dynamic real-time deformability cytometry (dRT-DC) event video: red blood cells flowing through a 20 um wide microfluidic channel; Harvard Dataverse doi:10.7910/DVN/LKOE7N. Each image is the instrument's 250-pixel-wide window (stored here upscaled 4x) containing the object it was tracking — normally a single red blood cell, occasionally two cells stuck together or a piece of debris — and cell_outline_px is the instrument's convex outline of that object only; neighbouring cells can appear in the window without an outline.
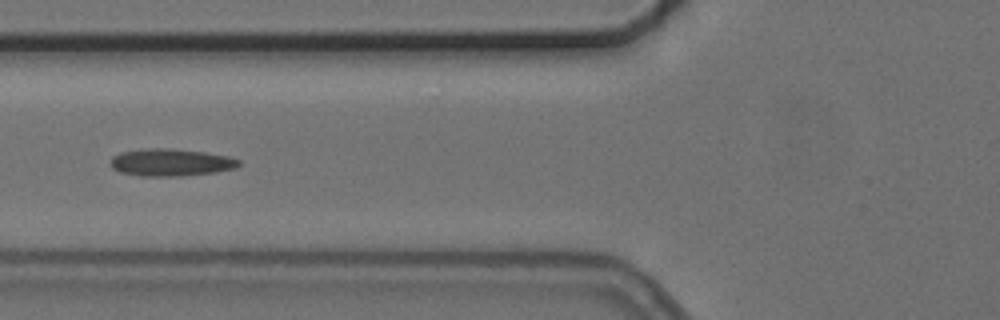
{"species": "common noctule bat (a hibernating species)", "species_latin": "Nyctalus noctula", "temperature_condition": "cold", "stored_images_in_passage": 9, "camera_frame_rate_fps": 3000, "um_per_image_px": 0.085, "animal": {"sex": "female", "body_mass_g": 24.6, "forearm_length_mm": 56.2}, "frame": {"image": 1, "passage_image": 6, "time_ms": 6.667, "image_size_px": [1000, 320], "cell_outline_px": [[240, 164], [236, 168], [216, 172], [180, 176], [140, 176], [120, 172], [112, 168], [112, 156], [120, 152], [140, 148], [168, 148], [204, 152], [228, 156], [240, 160]], "centroid_in_image_um": [14.51, 13.8], "position_along_channel_um": 111.3, "area_um2": 20.52}}
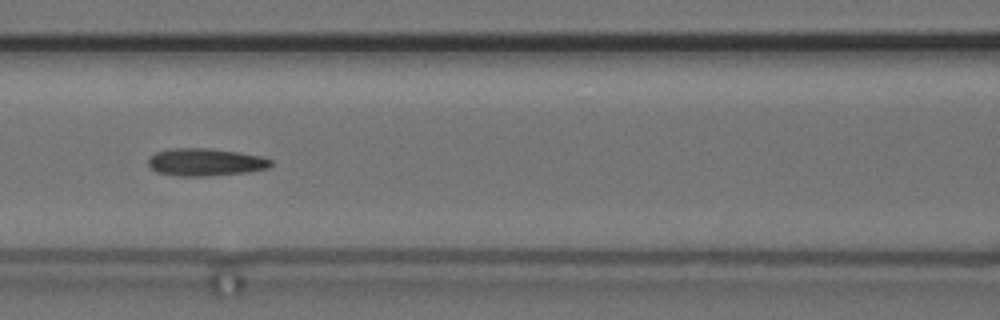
{"frame": {"image": 2, "passage_image": 7, "time_ms": 7.667, "image_size_px": [1000, 320], "cell_outline_px": [[272, 164], [268, 168], [248, 172], [208, 176], [180, 176], [156, 172], [148, 164], [148, 160], [156, 152], [172, 148], [208, 148], [264, 156], [272, 160]], "centroid_in_image_um": [17.49, 13.78], "position_along_channel_um": 149.1, "area_um2": 19.65}}